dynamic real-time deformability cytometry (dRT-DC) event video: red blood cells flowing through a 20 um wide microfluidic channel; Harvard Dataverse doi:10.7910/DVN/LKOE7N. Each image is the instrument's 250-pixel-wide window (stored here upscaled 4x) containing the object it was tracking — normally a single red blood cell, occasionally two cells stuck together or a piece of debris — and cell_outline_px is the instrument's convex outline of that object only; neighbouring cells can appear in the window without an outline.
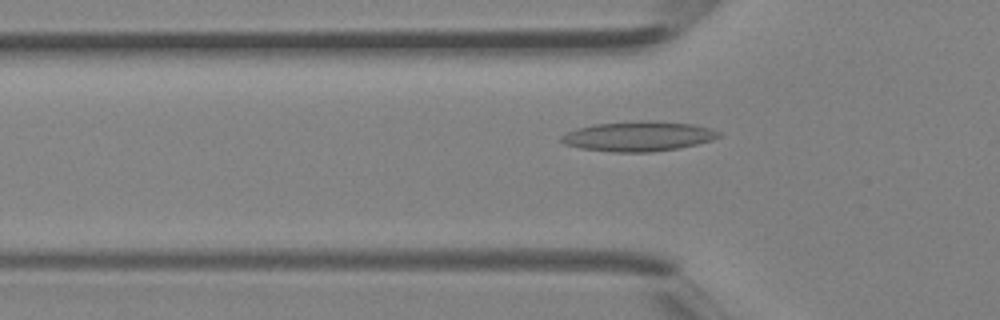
{"species": "Egyptian fruit bat (a non-hibernating species)", "species_latin": "Rousettus aegyptiacus", "temperature_condition": "room temperature", "stored_images_in_passage": 2, "camera_frame_rate_fps": 3000, "um_per_image_px": 0.085, "animal": {"sex": "female"}, "frame": {"image": 1, "passage_image": 2, "time_ms": 0.333, "image_size_px": [1000, 320], "cell_outline_px": [[720, 136], [712, 140], [680, 148], [652, 152], [612, 152], [580, 148], [564, 144], [560, 140], [560, 136], [576, 128], [596, 124], [640, 120], [648, 120], [692, 124], [712, 128], [720, 132]], "centroid_in_image_um": [54.26, 11.58], "position_along_channel_um": 71.5, "area_um2": 27.51}}